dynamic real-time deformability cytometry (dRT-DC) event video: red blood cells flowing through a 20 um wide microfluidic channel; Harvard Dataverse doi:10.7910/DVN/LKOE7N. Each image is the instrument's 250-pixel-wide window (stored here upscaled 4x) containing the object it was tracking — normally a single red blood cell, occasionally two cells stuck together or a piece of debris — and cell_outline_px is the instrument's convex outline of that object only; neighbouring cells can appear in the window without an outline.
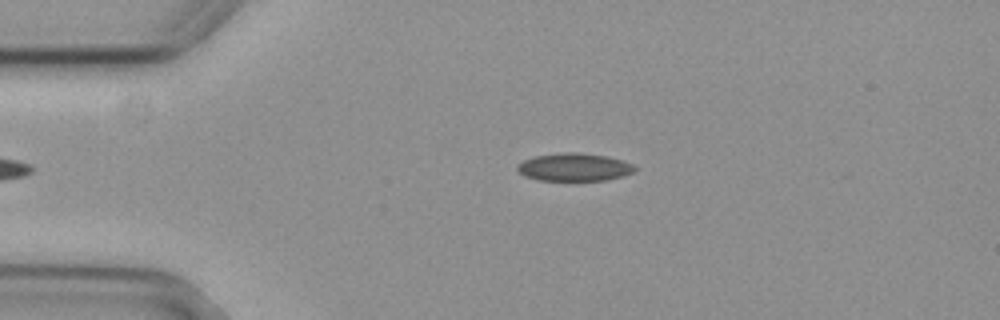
{"species": "common noctule bat (a hibernating species)", "species_latin": "Nyctalus noctula", "temperature_condition": "cold", "stored_images_in_passage": 38, "camera_frame_rate_fps": 3000, "um_per_image_px": 0.085, "animal": {"sex": "female", "body_mass_g": 29.2, "forearm_length_mm": 56.3}, "frame": {"image": 1, "passage_image": 2, "time_ms": 0.333, "image_size_px": [1000, 320], "cell_outline_px": [[636, 168], [632, 172], [624, 176], [608, 180], [536, 180], [524, 176], [516, 168], [516, 164], [532, 156], [564, 152], [576, 152], [608, 156], [632, 164]], "centroid_in_image_um": [48.77, 14.2], "position_along_channel_um": 36.2, "area_um2": 19.13}}
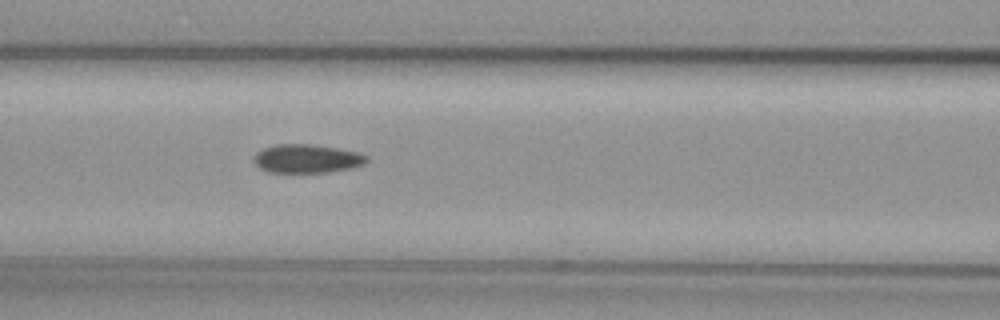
{"frame": {"image": 2, "passage_image": 13, "time_ms": 4.0, "image_size_px": [1000, 320], "cell_outline_px": [[368, 160], [364, 164], [352, 168], [328, 172], [268, 172], [260, 168], [252, 160], [252, 156], [256, 152], [264, 148], [276, 144], [312, 144], [336, 148], [356, 152], [368, 156]], "centroid_in_image_um": [26.05, 13.48], "position_along_channel_um": 140.5, "area_um2": 18.84}}
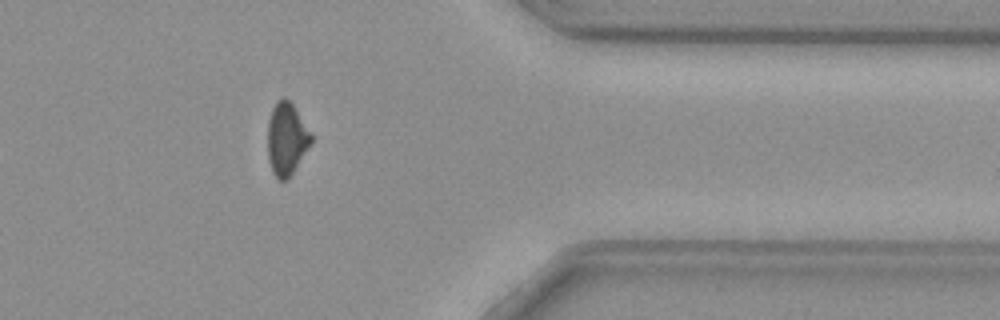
{"frame": {"image": 3, "passage_image": 34, "time_ms": 11.0, "image_size_px": [1000, 320], "cell_outline_px": [[312, 140], [288, 180], [280, 180], [272, 172], [268, 156], [268, 120], [272, 108], [276, 100], [284, 96], [292, 104], [312, 136]], "centroid_in_image_um": [24.32, 11.79], "position_along_channel_um": 387.1, "area_um2": 17.98}, "authors_computed_cell_mechanics": {"area_um2": 19.2185, "velocity_mm_per_s": 3.792, "shape_relaxation_time_tau1_ms": null, "shape_relaxation_time_tau2_ms": 10.746, "deformation_change_tau1": null, "deformation_change_tau2": 0.1725}}